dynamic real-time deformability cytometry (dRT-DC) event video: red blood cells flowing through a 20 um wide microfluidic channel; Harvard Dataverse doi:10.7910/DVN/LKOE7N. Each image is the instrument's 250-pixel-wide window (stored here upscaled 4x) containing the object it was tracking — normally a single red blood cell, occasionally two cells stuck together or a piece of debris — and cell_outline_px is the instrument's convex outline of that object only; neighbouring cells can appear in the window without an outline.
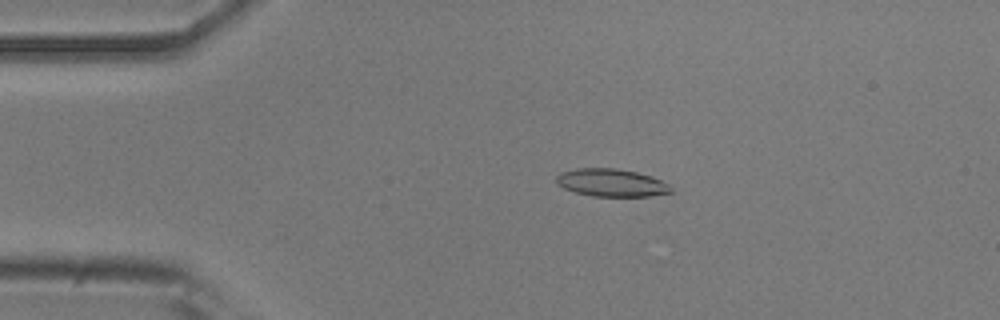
{"species": "common noctule bat (a hibernating species)", "species_latin": "Nyctalus noctula", "temperature_condition": "room temperature", "stored_images_in_passage": 52, "camera_frame_rate_fps": 3000, "um_per_image_px": 0.085, "animal": {"sex": "male", "body_mass_g": 20.5, "forearm_length_mm": 52.5}, "frame": {"image": 1, "passage_image": 9, "time_ms": 2.667, "image_size_px": [1000, 320], "cell_outline_px": [[672, 192], [648, 196], [592, 196], [576, 192], [564, 188], [556, 184], [556, 176], [560, 172], [576, 168], [616, 168], [636, 172], [652, 176], [668, 184], [672, 188]], "centroid_in_image_um": [51.94, 15.52], "position_along_channel_um": 33.1, "area_um2": 18.5}}
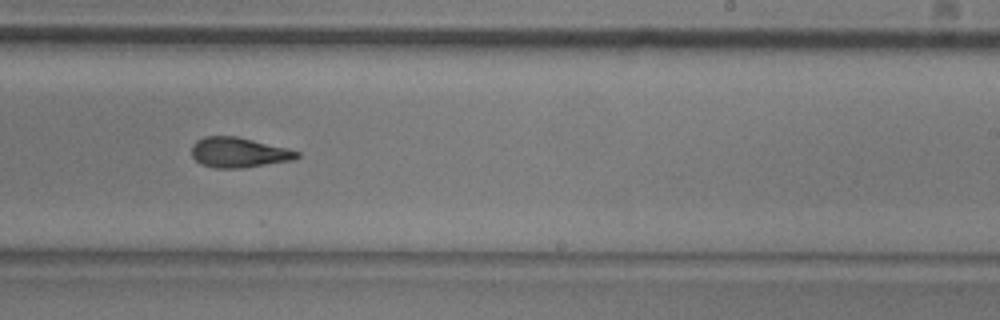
{"frame": {"image": 2, "passage_image": 31, "time_ms": 10.0, "image_size_px": [1000, 320], "cell_outline_px": [[300, 156], [292, 160], [240, 168], [216, 168], [200, 164], [192, 156], [192, 144], [196, 140], [204, 136], [236, 136], [288, 148], [300, 152]], "centroid_in_image_um": [20.27, 12.95], "position_along_channel_um": 268.7, "area_um2": 18.44}}
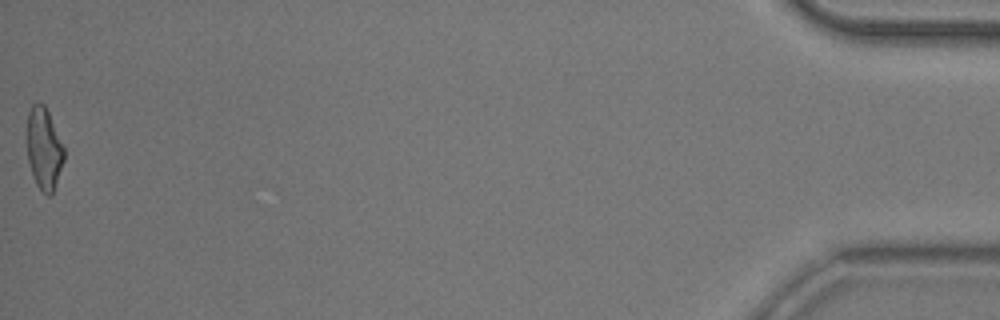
{"frame": {"image": 3, "passage_image": 52, "time_ms": 17.0, "image_size_px": [1000, 320], "cell_outline_px": [[64, 160], [52, 196], [48, 196], [36, 184], [28, 160], [24, 140], [28, 112], [32, 104], [44, 104], [48, 112], [64, 148]], "centroid_in_image_um": [3.69, 12.62], "position_along_channel_um": 431.5, "area_um2": 17.92}, "authors_computed_cell_mechanics": {"area_um2": 18.4382, "velocity_mm_per_s": 3.7635, "shape_relaxation_time_tau1_ms": 5.8804, "shape_relaxation_time_tau2_ms": 2.493, "deformation_change_tau1": 0.1811, "deformation_change_tau2": 0.1232}}